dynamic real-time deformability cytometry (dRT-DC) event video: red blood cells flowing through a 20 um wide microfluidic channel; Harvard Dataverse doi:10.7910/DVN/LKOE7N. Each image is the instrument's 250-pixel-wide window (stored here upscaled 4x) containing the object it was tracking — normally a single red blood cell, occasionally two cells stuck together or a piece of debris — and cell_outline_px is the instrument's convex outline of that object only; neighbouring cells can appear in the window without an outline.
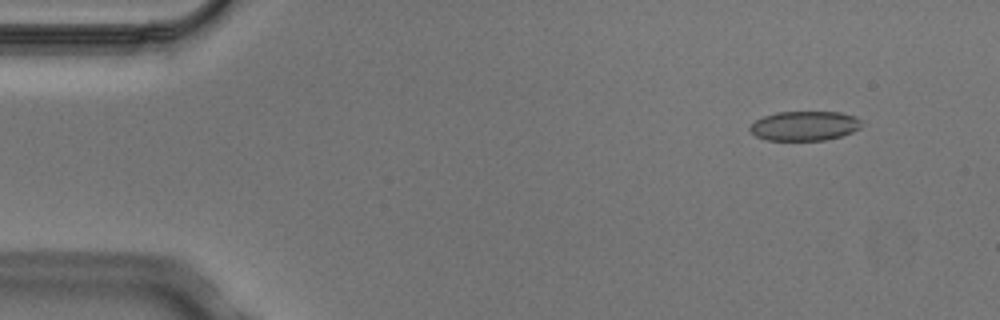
{"species": "Egyptian fruit bat (a non-hibernating species)", "species_latin": "Rousettus aegyptiacus", "temperature_condition": "cold", "stored_images_in_passage": 5, "segment_of_instrument_passage": [2, 2], "camera_frame_rate_fps": 3000, "um_per_image_px": 0.085, "animal": {"sex": "male"}, "frame": {"image": 1, "passage_image": 5, "time_ms": 1.333, "image_size_px": [1000, 320], "cell_outline_px": [[864, 124], [860, 128], [852, 132], [840, 136], [824, 140], [768, 140], [756, 136], [748, 128], [756, 120], [764, 116], [776, 112], [840, 112], [856, 116]], "centroid_in_image_um": [68.42, 10.69], "position_along_channel_um": 16.6, "area_um2": 19.19}}